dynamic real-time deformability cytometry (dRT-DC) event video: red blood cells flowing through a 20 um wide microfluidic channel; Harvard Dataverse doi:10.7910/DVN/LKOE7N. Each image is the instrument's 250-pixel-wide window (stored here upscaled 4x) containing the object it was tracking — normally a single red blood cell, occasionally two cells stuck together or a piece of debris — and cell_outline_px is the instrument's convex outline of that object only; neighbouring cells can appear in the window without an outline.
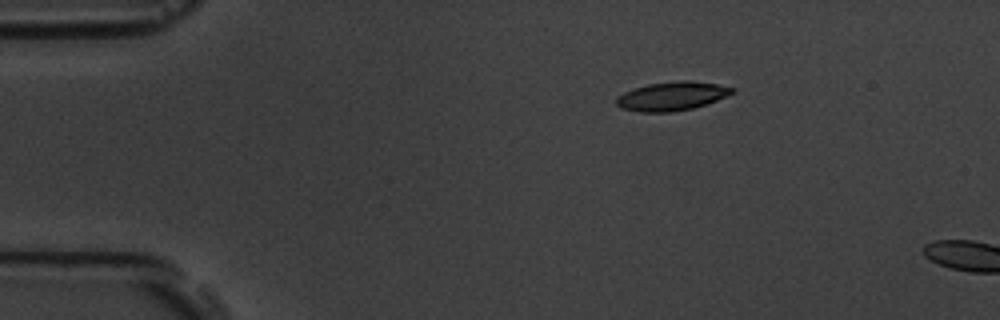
{"species": "common noctule bat (a hibernating species)", "species_latin": "Nyctalus noctula", "temperature_condition": "room temperature", "stored_images_in_passage": 4, "camera_frame_rate_fps": 3000, "um_per_image_px": 0.085, "animal": {"sex": "male", "body_mass_g": 19.5, "forearm_length_mm": 54.6}, "frame": {"image": 1, "passage_image": 3, "time_ms": 3.0, "image_size_px": [1000, 320], "cell_outline_px": [[736, 92], [728, 96], [692, 108], [672, 112], [640, 112], [620, 108], [616, 104], [616, 96], [632, 88], [648, 84], [676, 80], [688, 80], [716, 84], [736, 88]], "centroid_in_image_um": [57.09, 8.16], "position_along_channel_um": 27.9, "area_um2": 19.59}}